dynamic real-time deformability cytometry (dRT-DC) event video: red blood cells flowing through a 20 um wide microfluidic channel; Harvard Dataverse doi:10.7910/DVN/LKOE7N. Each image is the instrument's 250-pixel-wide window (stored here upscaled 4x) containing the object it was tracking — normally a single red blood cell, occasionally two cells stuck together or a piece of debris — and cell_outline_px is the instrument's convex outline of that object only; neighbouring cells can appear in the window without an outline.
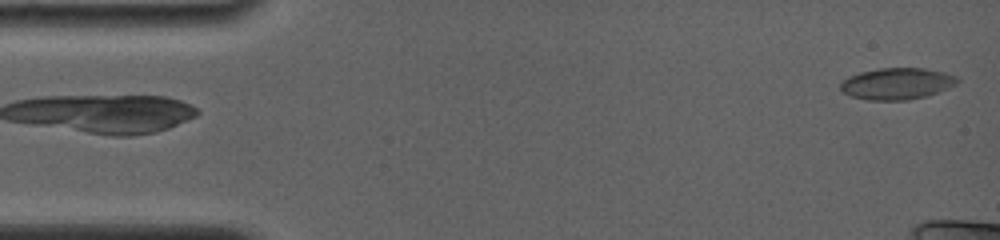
{"species": "common noctule bat (a hibernating species)", "species_latin": "Nyctalus noctula", "temperature_condition": "room temperature", "stored_images_in_passage": 17, "camera_frame_rate_fps": 4000, "um_per_image_px": 0.085, "animal": {"sex": "female", "body_mass_g": 19.0, "forearm_length_mm": 56.7}, "frame": {"image": 1, "passage_image": 2, "time_ms": 0.25, "image_size_px": [1000, 240], "cell_outline_px": [[960, 80], [956, 84], [928, 96], [908, 100], [868, 100], [852, 96], [844, 92], [840, 88], [840, 84], [848, 76], [860, 72], [880, 68], [924, 68], [944, 72], [956, 76]], "centroid_in_image_um": [76.25, 7.11], "position_along_channel_um": 8.7, "area_um2": 21.44}}
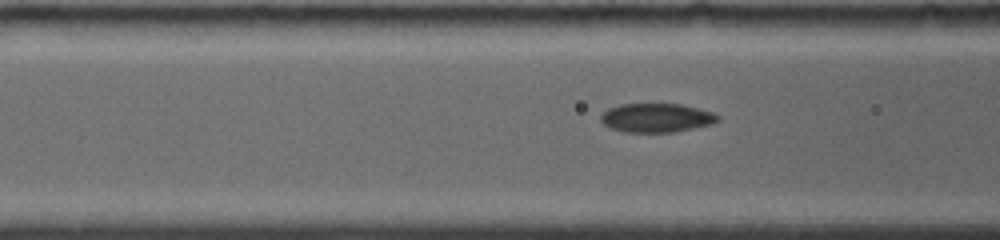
{"frame": {"image": 2, "passage_image": 16, "time_ms": 6.0, "image_size_px": [1000, 240], "cell_outline_px": [[720, 120], [712, 124], [672, 132], [624, 132], [608, 128], [600, 120], [600, 116], [608, 108], [620, 104], [680, 104], [712, 112], [720, 116]], "centroid_in_image_um": [55.77, 10.02], "position_along_channel_um": 110.8, "area_um2": 19.71}}